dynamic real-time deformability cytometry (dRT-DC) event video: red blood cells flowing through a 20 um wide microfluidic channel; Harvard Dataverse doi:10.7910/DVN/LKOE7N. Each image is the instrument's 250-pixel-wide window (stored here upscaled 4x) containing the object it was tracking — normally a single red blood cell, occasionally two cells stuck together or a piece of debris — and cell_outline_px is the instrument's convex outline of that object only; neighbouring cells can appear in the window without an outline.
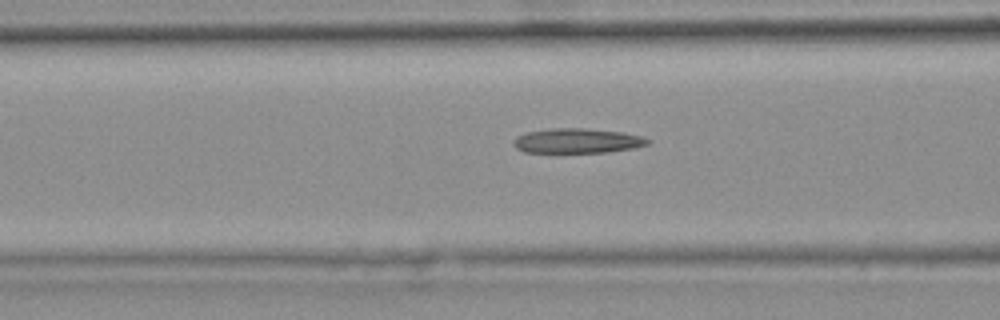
{"species": "common noctule bat (a hibernating species)", "species_latin": "Nyctalus noctula", "temperature_condition": "warm", "stored_images_in_passage": 48, "camera_frame_rate_fps": 3000, "um_per_image_px": 0.085, "animal": {"sex": "female", "body_mass_g": 25.1}, "frame": {"image": 1, "passage_image": 21, "time_ms": 6.667, "image_size_px": [1000, 320], "cell_outline_px": [[652, 140], [648, 144], [632, 148], [604, 152], [524, 152], [516, 148], [512, 144], [512, 140], [516, 136], [528, 132], [552, 128], [584, 128], [620, 132], [640, 136]], "centroid_in_image_um": [49.02, 11.96], "position_along_channel_um": 117.6, "area_um2": 19.19}, "authors_computed_cell_mechanics": {"area_um2": 19.5075, "velocity_mm_per_s": 3.7684, "shape_relaxation_time_tau1_ms": null, "shape_relaxation_time_tau2_ms": 9.6979, "deformation_change_tau1": null, "deformation_change_tau2": 0.2375}}